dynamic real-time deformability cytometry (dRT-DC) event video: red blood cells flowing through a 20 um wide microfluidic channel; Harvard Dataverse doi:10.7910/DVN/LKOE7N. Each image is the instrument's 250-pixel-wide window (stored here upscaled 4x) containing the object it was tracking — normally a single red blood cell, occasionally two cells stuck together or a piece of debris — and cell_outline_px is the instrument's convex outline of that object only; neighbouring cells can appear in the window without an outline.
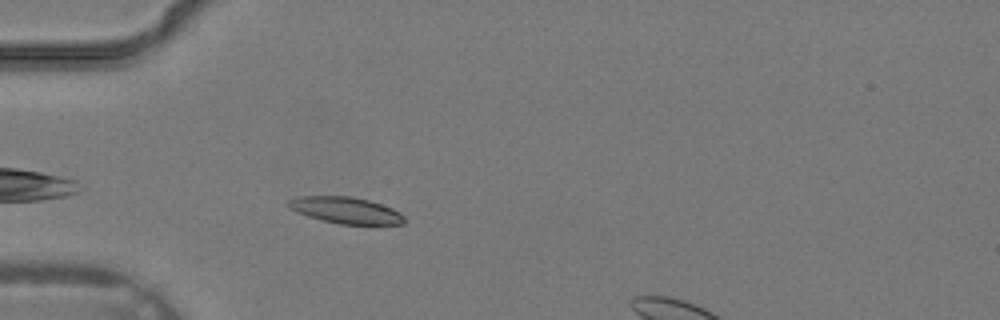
{"species": "common noctule bat (a hibernating species)", "species_latin": "Nyctalus noctula", "temperature_condition": "warm", "stored_images_in_passage": 24, "camera_frame_rate_fps": 3000, "um_per_image_px": 0.085, "animal": {"sex": "male", "body_mass_g": 19.2, "forearm_length_mm": 51.8}, "frame": {"image": 1, "passage_image": 3, "time_ms": 0.667, "image_size_px": [1000, 320], "cell_outline_px": [[404, 224], [340, 224], [308, 216], [296, 212], [288, 208], [284, 204], [288, 200], [300, 196], [352, 196], [368, 200], [392, 208], [400, 212], [404, 216]], "centroid_in_image_um": [29.35, 17.86], "position_along_channel_um": 55.7, "area_um2": 17.86}}
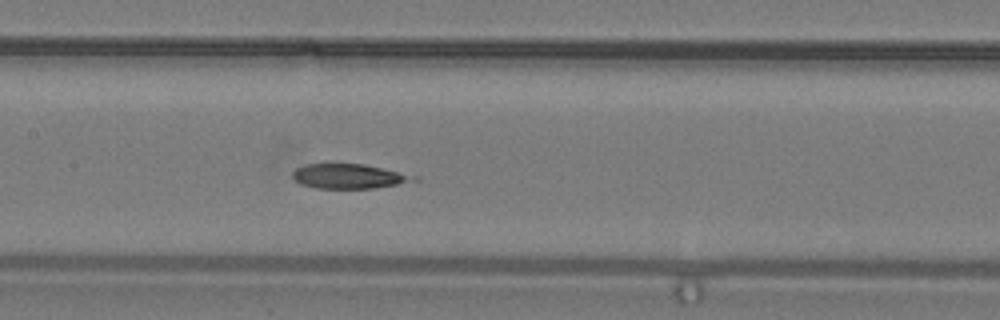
{"frame": {"image": 2, "passage_image": 10, "time_ms": 3.0, "image_size_px": [1000, 320], "cell_outline_px": [[404, 180], [396, 184], [372, 188], [316, 188], [300, 184], [292, 176], [292, 172], [296, 168], [308, 164], [328, 160], [332, 160], [364, 164], [396, 172], [404, 176]], "centroid_in_image_um": [29.3, 14.92], "position_along_channel_um": 178.1, "area_um2": 17.05}}
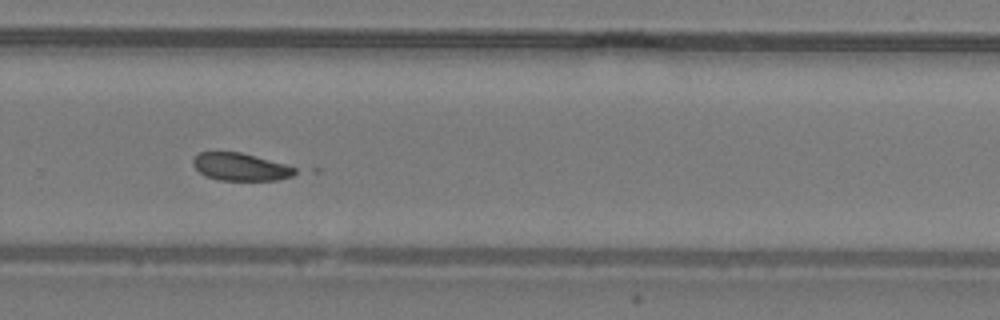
{"frame": {"image": 3, "passage_image": 17, "time_ms": 5.333, "image_size_px": [1000, 320], "cell_outline_px": [[300, 172], [292, 176], [276, 180], [216, 180], [200, 172], [192, 164], [192, 160], [200, 152], [240, 152], [284, 164], [296, 168]], "centroid_in_image_um": [20.46, 14.19], "position_along_channel_um": 309.3, "area_um2": 16.24}}